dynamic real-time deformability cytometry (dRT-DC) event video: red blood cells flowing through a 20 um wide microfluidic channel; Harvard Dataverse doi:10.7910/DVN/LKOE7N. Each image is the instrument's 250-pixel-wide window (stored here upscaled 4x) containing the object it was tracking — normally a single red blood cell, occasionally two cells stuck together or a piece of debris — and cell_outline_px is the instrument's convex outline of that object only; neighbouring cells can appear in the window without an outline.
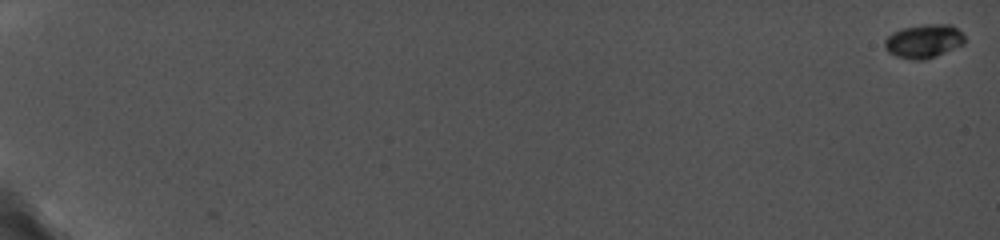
{"species": "common noctule bat (a hibernating species)", "species_latin": "Nyctalus noctula", "temperature_condition": "cold", "stored_images_in_passage": 37, "camera_frame_rate_fps": 5000, "um_per_image_px": 0.085, "animal": {"sex": "female", "body_mass_g": 19.0, "forearm_length_mm": 56.7}, "frame": {"image": 1, "passage_image": 1, "time_ms": 0.0, "image_size_px": [1000, 240], "cell_outline_px": [[964, 44], [936, 56], [924, 60], [912, 60], [896, 56], [888, 52], [884, 48], [884, 40], [892, 32], [900, 28], [924, 24], [952, 24], [964, 36]], "centroid_in_image_um": [78.49, 3.49], "position_along_channel_um": 6.5, "area_um2": 15.84}}
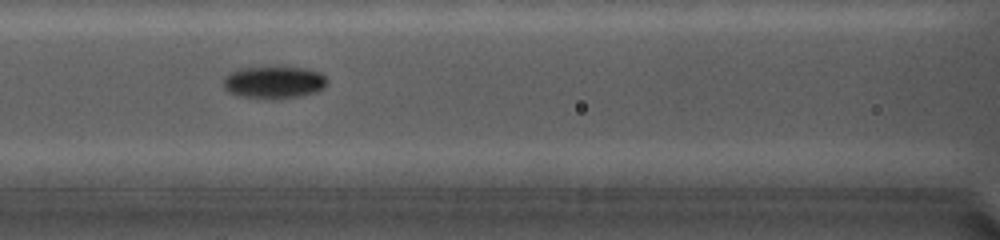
{"frame": {"image": 2, "passage_image": 20, "time_ms": 9.8, "image_size_px": [1000, 240], "cell_outline_px": [[328, 80], [324, 88], [316, 92], [300, 96], [276, 100], [264, 100], [236, 96], [228, 92], [224, 88], [224, 76], [228, 72], [236, 68], [280, 64], [304, 68], [320, 72]], "centroid_in_image_um": [23.24, 6.97], "position_along_channel_um": 143.4, "area_um2": 20.92}}
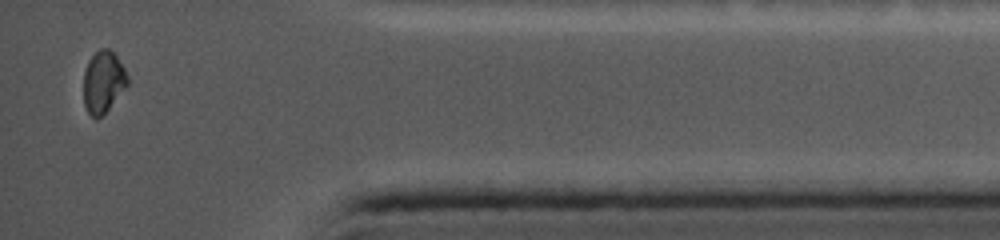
{"frame": {"image": 3, "passage_image": 37, "time_ms": 17.6, "image_size_px": [1000, 240], "cell_outline_px": [[128, 84], [108, 108], [100, 116], [92, 116], [88, 112], [84, 104], [84, 72], [88, 60], [100, 48], [108, 48], [116, 56], [124, 68], [128, 76]], "centroid_in_image_um": [8.77, 6.92], "position_along_channel_um": 426.4, "area_um2": 15.43}, "authors_computed_cell_mechanics": {"area_um2": 16.9354, "velocity_mm_per_s": 3.7875, "shape_relaxation_time_tau1_ms": null, "shape_relaxation_time_tau2_ms": 7.1199, "deformation_change_tau1": null, "deformation_change_tau2": 0.0368}}